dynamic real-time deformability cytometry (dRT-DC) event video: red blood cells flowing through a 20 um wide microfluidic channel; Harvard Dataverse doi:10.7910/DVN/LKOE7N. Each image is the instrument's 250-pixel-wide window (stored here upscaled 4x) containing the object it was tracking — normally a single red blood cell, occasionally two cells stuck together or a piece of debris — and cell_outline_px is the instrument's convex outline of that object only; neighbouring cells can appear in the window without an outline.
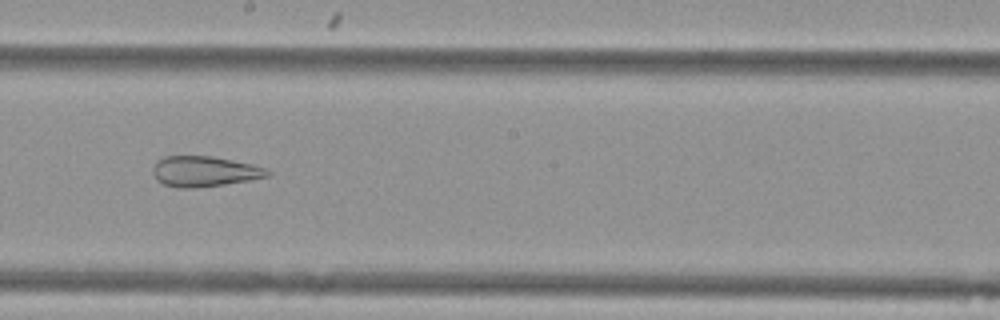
{"species": "Egyptian fruit bat (a non-hibernating species)", "species_latin": "Rousettus aegyptiacus", "temperature_condition": "cold", "stored_images_in_passage": 54, "camera_frame_rate_fps": 3000, "um_per_image_px": 0.085, "animal": {"sex": "female"}, "frame": {"image": 1, "passage_image": 30, "time_ms": 9.667, "image_size_px": [1000, 320], "cell_outline_px": [[272, 176], [224, 184], [192, 188], [176, 188], [164, 184], [156, 180], [152, 172], [152, 168], [156, 160], [164, 156], [212, 156], [252, 164], [268, 168], [272, 172]], "centroid_in_image_um": [17.37, 14.56], "position_along_channel_um": 230.8, "area_um2": 20.58}}
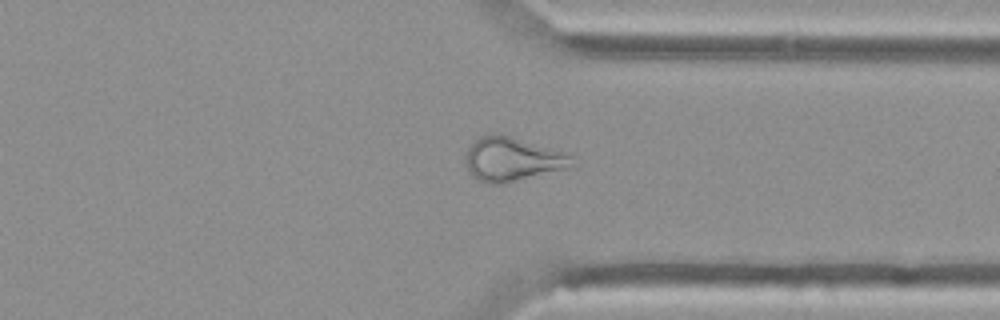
{"frame": {"image": 2, "passage_image": 41, "time_ms": 13.333, "image_size_px": [1000, 320], "cell_outline_px": [[576, 168], [504, 184], [488, 184], [472, 176], [464, 164], [464, 156], [468, 148], [480, 136], [496, 132], [568, 152], [572, 156]], "centroid_in_image_um": [43.62, 13.55], "position_along_channel_um": 367.8, "area_um2": 28.26}}
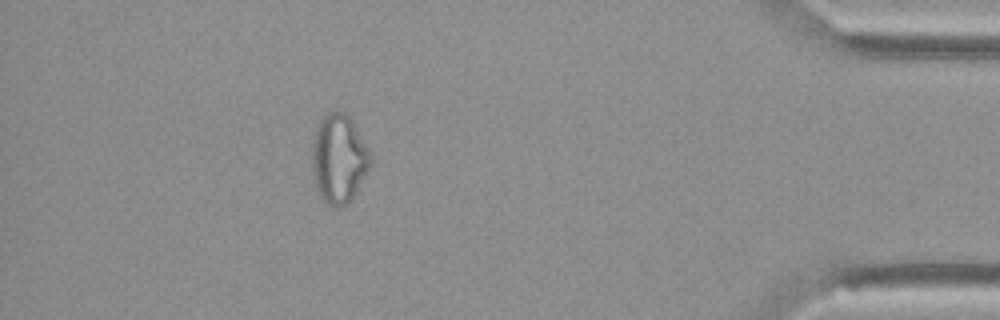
{"frame": {"image": 3, "passage_image": 48, "time_ms": 15.667, "image_size_px": [1000, 320], "cell_outline_px": [[372, 164], [356, 192], [340, 208], [332, 208], [320, 200], [316, 188], [312, 168], [312, 144], [316, 128], [320, 120], [328, 112], [336, 108], [344, 112], [348, 116], [368, 148], [372, 156]], "centroid_in_image_um": [28.78, 13.51], "position_along_channel_um": 406.4, "area_um2": 30.46}, "authors_computed_cell_mechanics": {"area_um2": 29.2179, "velocity_mm_per_s": 3.7573, "shape_relaxation_time_tau1_ms": null, "shape_relaxation_time_tau2_ms": 1.8776, "deformation_change_tau1": null, "deformation_change_tau2": 0.0968}}